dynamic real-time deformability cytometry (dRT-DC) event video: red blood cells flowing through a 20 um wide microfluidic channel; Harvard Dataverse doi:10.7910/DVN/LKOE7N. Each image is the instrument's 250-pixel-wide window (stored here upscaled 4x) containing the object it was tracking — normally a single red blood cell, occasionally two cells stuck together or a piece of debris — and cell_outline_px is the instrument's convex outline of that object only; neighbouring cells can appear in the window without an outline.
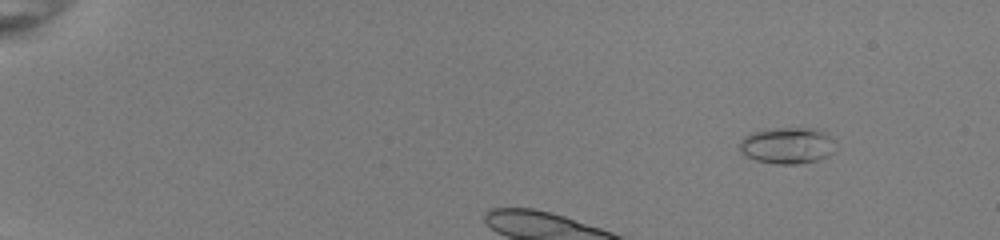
{"species": "common noctule bat (a hibernating species)", "species_latin": "Nyctalus noctula", "temperature_condition": "room temperature", "stored_images_in_passage": 46, "camera_frame_rate_fps": 3000, "um_per_image_px": 0.085, "animal": {"sex": "female", "body_mass_g": 22.0, "forearm_length_mm": 56.7}, "frame": {"image": 1, "passage_image": 7, "time_ms": 2.0, "image_size_px": [1000, 240], "cell_outline_px": [[832, 152], [828, 156], [816, 160], [796, 164], [776, 164], [756, 160], [748, 156], [740, 148], [740, 144], [744, 136], [752, 132], [768, 128], [812, 128], [824, 132], [828, 136]], "centroid_in_image_um": [66.86, 12.36], "position_along_channel_um": 18.1, "area_um2": 19.77}, "authors_computed_cell_mechanics": {"area_um2": 19.0451, "velocity_mm_per_s": 3.9712, "shape_relaxation_time_tau1_ms": 5.8996, "shape_relaxation_time_tau2_ms": 4.1241, "deformation_change_tau1": 0.1044, "deformation_change_tau2": 0.0847}}